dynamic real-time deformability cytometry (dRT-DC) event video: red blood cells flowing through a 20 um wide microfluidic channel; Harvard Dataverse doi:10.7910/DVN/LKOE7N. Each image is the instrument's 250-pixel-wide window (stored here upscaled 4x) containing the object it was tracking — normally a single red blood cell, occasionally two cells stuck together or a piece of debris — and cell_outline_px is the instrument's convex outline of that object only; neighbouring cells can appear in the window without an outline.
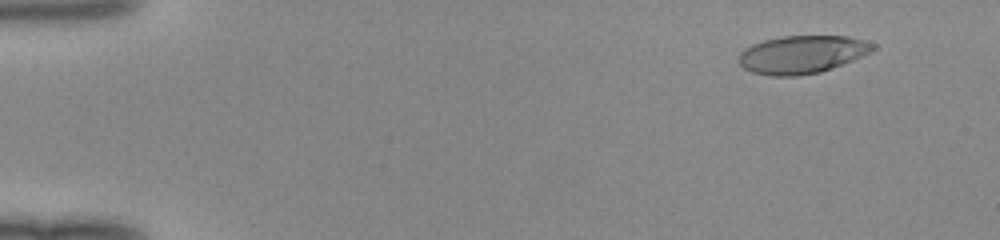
{"species": "human", "species_latin": "Homo sapiens", "temperature_condition": "room temperature", "stored_images_in_passage": 50, "camera_frame_rate_fps": 3000, "um_per_image_px": 0.085, "donor": {"sex": "female"}, "frame": {"image": 1, "passage_image": 5, "time_ms": 1.333, "image_size_px": [1000, 240], "cell_outline_px": [[876, 48], [872, 52], [832, 68], [820, 72], [796, 76], [772, 76], [752, 72], [744, 68], [740, 64], [740, 52], [744, 48], [752, 44], [764, 40], [784, 36], [848, 36], [864, 40], [876, 44]], "centroid_in_image_um": [68.19, 4.62], "position_along_channel_um": 16.8, "area_um2": 29.59}}
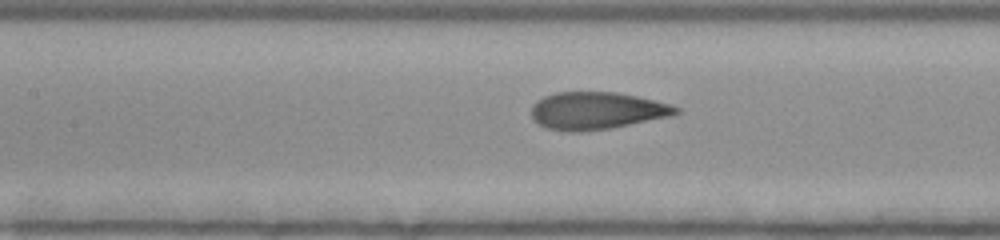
{"frame": {"image": 2, "passage_image": 24, "time_ms": 7.667, "image_size_px": [1000, 240], "cell_outline_px": [[680, 112], [676, 116], [612, 128], [580, 132], [568, 132], [544, 128], [532, 120], [532, 104], [536, 100], [544, 96], [556, 92], [616, 92], [636, 96], [672, 104], [680, 108]], "centroid_in_image_um": [50.74, 9.42], "position_along_channel_um": 156.7, "area_um2": 32.14}}
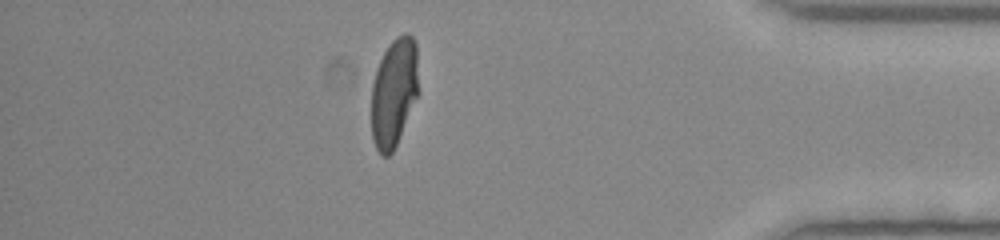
{"frame": {"image": 3, "passage_image": 44, "time_ms": 14.333, "image_size_px": [1000, 240], "cell_outline_px": [[420, 92], [396, 144], [392, 152], [388, 156], [380, 156], [372, 140], [372, 84], [376, 68], [388, 44], [396, 36], [404, 32], [408, 32], [412, 36], [416, 44]], "centroid_in_image_um": [33.51, 7.82], "position_along_channel_um": 401.7, "area_um2": 30.4}}